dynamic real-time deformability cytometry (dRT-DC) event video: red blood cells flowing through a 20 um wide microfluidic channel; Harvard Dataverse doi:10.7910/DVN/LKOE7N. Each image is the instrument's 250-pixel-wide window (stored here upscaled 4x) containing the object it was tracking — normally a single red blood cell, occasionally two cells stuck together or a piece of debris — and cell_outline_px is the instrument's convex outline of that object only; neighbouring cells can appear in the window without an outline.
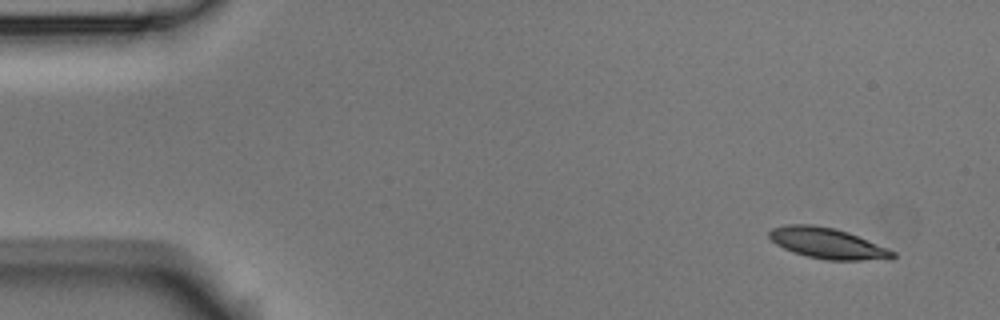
{"species": "Egyptian fruit bat (a non-hibernating species)", "species_latin": "Rousettus aegyptiacus", "temperature_condition": "room temperature", "stored_images_in_passage": 14, "camera_frame_rate_fps": 3000, "um_per_image_px": 0.085, "animal": {"sex": "male"}, "frame": {"image": 1, "passage_image": 1, "time_ms": 0.0, "image_size_px": [1000, 320], "cell_outline_px": [[896, 256], [892, 260], [824, 260], [792, 252], [776, 244], [768, 236], [768, 232], [772, 228], [788, 224], [812, 224], [836, 228], [848, 232], [888, 248], [896, 252]], "centroid_in_image_um": [70.37, 20.68], "position_along_channel_um": 14.6, "area_um2": 22.37}}
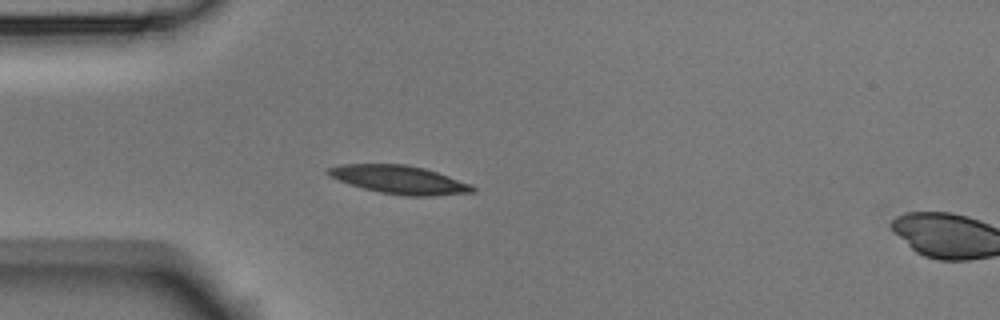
{"frame": {"image": 2, "passage_image": 12, "time_ms": 3.667, "image_size_px": [1000, 320], "cell_outline_px": [[476, 192], [436, 196], [404, 196], [380, 192], [364, 188], [340, 180], [324, 172], [324, 168], [340, 164], [404, 164], [424, 168], [472, 184], [476, 188]], "centroid_in_image_um": [33.97, 15.27], "position_along_channel_um": 51.0, "area_um2": 23.81}}